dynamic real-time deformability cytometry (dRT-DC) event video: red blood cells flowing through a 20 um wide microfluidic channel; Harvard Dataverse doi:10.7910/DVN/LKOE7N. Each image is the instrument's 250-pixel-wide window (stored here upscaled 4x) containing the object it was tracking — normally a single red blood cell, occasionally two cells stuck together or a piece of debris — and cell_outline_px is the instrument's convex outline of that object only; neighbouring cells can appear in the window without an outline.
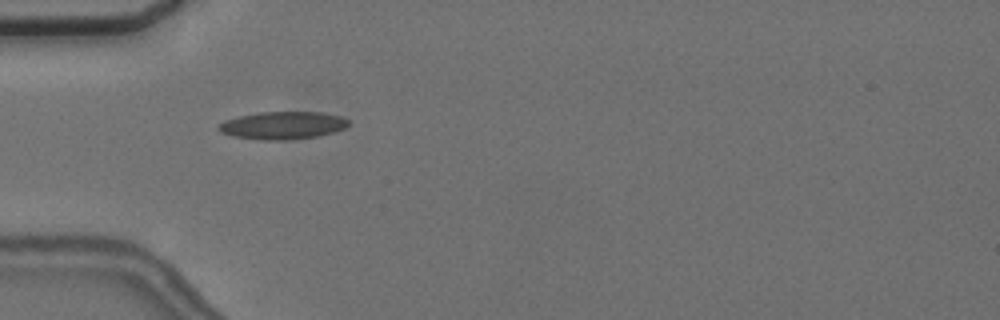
{"species": "common noctule bat (a hibernating species)", "species_latin": "Nyctalus noctula", "temperature_condition": "cold", "stored_images_in_passage": 6, "camera_frame_rate_fps": 3000, "um_per_image_px": 0.085, "animal": {"sex": "female", "body_mass_g": 24.6, "forearm_length_mm": 56.2}, "frame": {"image": 1, "passage_image": 1, "time_ms": 0.0, "image_size_px": [1000, 320], "cell_outline_px": [[348, 124], [344, 128], [320, 136], [292, 140], [260, 140], [232, 136], [220, 132], [216, 128], [224, 120], [240, 116], [260, 112], [324, 112], [340, 116], [348, 120]], "centroid_in_image_um": [24.01, 10.66], "position_along_channel_um": 61.0, "area_um2": 21.04}}
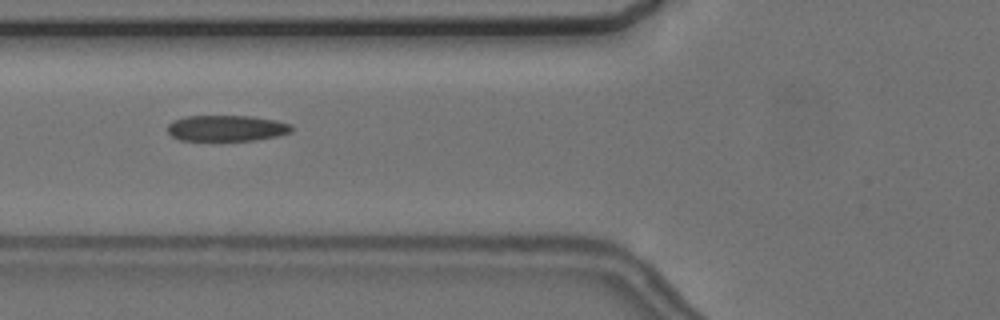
{"frame": {"image": 2, "passage_image": 2, "time_ms": 1.333, "image_size_px": [1000, 320], "cell_outline_px": [[292, 132], [276, 136], [256, 140], [180, 140], [172, 136], [168, 132], [168, 124], [172, 120], [188, 116], [252, 116], [276, 120], [292, 124]], "centroid_in_image_um": [19.27, 10.89], "position_along_channel_um": 106.5, "area_um2": 18.79}}